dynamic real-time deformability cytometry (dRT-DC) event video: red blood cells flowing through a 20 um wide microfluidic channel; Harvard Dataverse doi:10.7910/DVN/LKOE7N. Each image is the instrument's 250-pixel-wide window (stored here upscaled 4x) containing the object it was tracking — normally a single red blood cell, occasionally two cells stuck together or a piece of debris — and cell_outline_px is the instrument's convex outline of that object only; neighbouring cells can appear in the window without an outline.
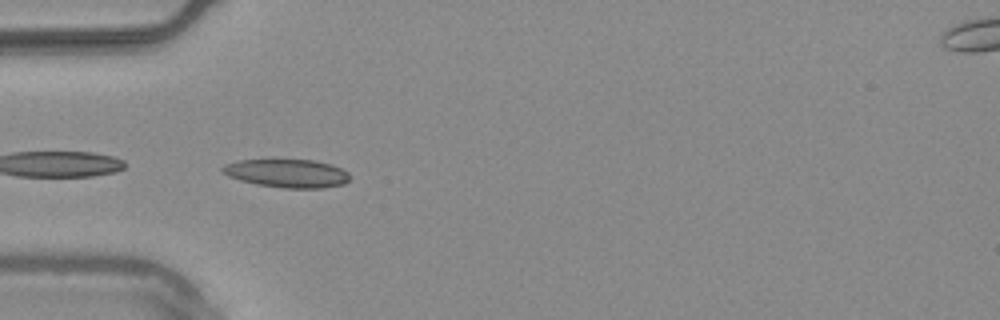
{"species": "common noctule bat (a hibernating species)", "species_latin": "Nyctalus noctula", "temperature_condition": "warm", "stored_images_in_passage": 17, "camera_frame_rate_fps": 3000, "um_per_image_px": 0.085, "animal": {"sex": "male", "body_mass_g": 20.4}, "frame": {"image": 1, "passage_image": 14, "time_ms": 4.333, "image_size_px": [1000, 320], "cell_outline_px": [[348, 180], [344, 184], [324, 188], [284, 188], [256, 184], [240, 180], [228, 176], [220, 168], [224, 164], [240, 160], [316, 160], [332, 164], [348, 172]], "centroid_in_image_um": [24.41, 14.73], "position_along_channel_um": 60.6, "area_um2": 20.98}}